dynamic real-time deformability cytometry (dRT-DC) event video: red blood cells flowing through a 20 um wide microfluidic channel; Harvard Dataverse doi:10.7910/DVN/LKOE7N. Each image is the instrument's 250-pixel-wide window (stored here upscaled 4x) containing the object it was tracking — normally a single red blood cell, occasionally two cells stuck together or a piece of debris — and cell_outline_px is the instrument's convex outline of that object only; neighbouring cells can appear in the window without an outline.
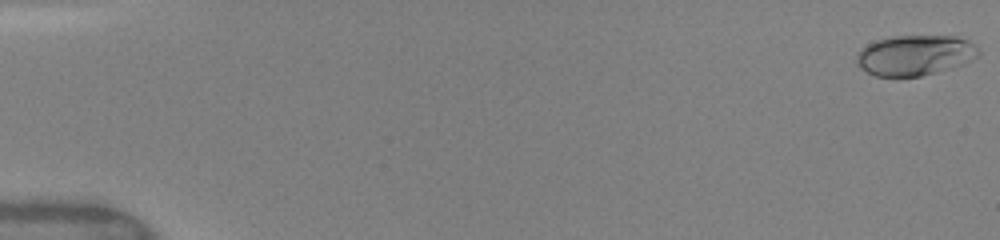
{"species": "human", "species_latin": "Homo sapiens", "temperature_condition": "warm", "stored_images_in_passage": 53, "camera_frame_rate_fps": 3000, "um_per_image_px": 0.085, "donor": {"sex": "female"}, "frame": {"image": 1, "passage_image": 1, "time_ms": 0.0, "image_size_px": [1000, 240], "cell_outline_px": [[980, 56], [964, 64], [952, 68], [920, 76], [876, 76], [860, 68], [856, 64], [856, 56], [860, 48], [876, 40], [892, 36], [956, 36], [968, 40], [980, 52]], "centroid_in_image_um": [77.76, 4.69], "position_along_channel_um": 7.2, "area_um2": 28.78}}
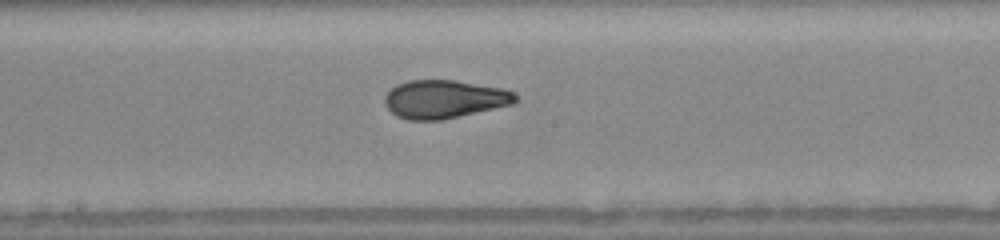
{"frame": {"image": 2, "passage_image": 30, "time_ms": 9.0, "image_size_px": [1000, 240], "cell_outline_px": [[516, 100], [512, 104], [440, 120], [408, 120], [396, 116], [384, 104], [384, 96], [396, 84], [408, 80], [456, 80], [504, 88], [512, 92], [516, 96]], "centroid_in_image_um": [37.72, 8.42], "position_along_channel_um": 210.5, "area_um2": 29.02}}
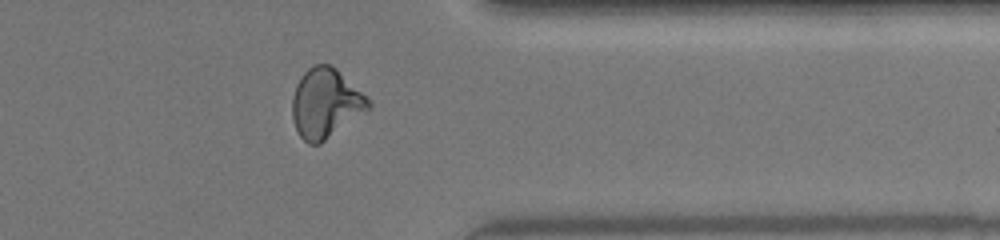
{"frame": {"image": 3, "passage_image": 46, "time_ms": 13.333, "image_size_px": [1000, 240], "cell_outline_px": [[372, 108], [320, 144], [308, 144], [300, 136], [292, 120], [292, 96], [296, 84], [300, 76], [312, 64], [332, 64], [372, 100]], "centroid_in_image_um": [27.7, 8.76], "position_along_channel_um": 383.7, "area_um2": 31.39}, "authors_computed_cell_mechanics": {"area_um2": 28.8422, "velocity_mm_per_s": 4.1212, "shape_relaxation_time_tau1_ms": 5.118, "shape_relaxation_time_tau2_ms": 1.0954, "deformation_change_tau1": 0.18, "deformation_change_tau2": 0.0558}}